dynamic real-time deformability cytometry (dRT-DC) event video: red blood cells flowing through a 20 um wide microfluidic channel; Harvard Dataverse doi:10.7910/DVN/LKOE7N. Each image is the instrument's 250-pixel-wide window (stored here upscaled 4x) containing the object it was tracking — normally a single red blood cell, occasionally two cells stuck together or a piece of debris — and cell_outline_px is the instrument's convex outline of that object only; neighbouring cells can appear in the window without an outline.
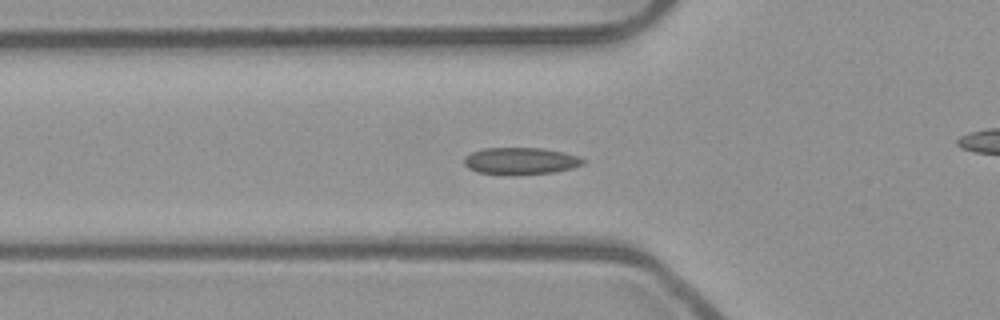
{"species": "common noctule bat (a hibernating species)", "species_latin": "Nyctalus noctula", "temperature_condition": "room temperature", "stored_images_in_passage": 38, "camera_frame_rate_fps": 3000, "um_per_image_px": 0.085, "animal": {"sex": "male", "body_mass_g": 23.1, "forearm_length_mm": 52.7}, "frame": {"image": 1, "passage_image": 3, "time_ms": 0.667, "image_size_px": [1000, 320], "cell_outline_px": [[584, 164], [572, 168], [552, 172], [476, 172], [468, 168], [464, 164], [464, 156], [472, 152], [484, 148], [544, 148], [564, 152], [576, 156], [584, 160]], "centroid_in_image_um": [44.24, 13.63], "position_along_channel_um": 81.6, "area_um2": 17.8}}
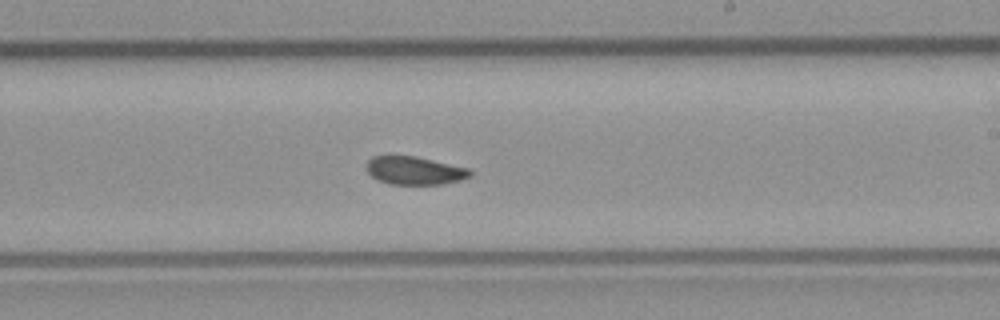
{"frame": {"image": 2, "passage_image": 16, "time_ms": 5.0, "image_size_px": [1000, 320], "cell_outline_px": [[472, 176], [460, 180], [444, 184], [388, 184], [376, 180], [368, 172], [368, 160], [372, 156], [416, 156], [468, 168], [472, 172]], "centroid_in_image_um": [35.25, 14.5], "position_along_channel_um": 253.7, "area_um2": 16.94}}
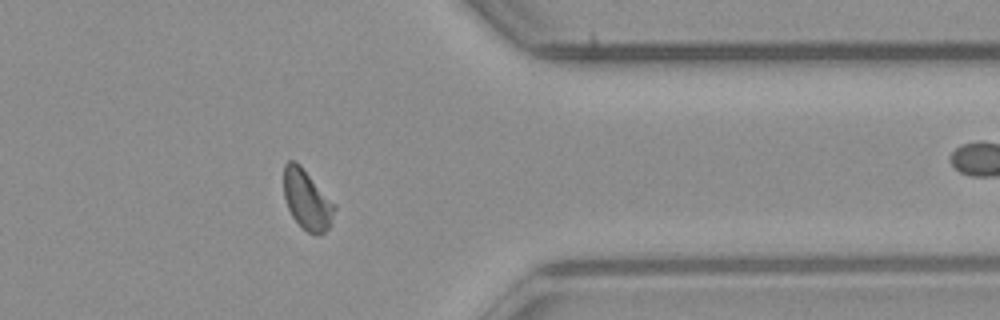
{"frame": {"image": 3, "passage_image": 27, "time_ms": 8.667, "image_size_px": [1000, 320], "cell_outline_px": [[336, 208], [328, 228], [324, 232], [308, 232], [292, 216], [288, 208], [284, 196], [284, 164], [288, 160], [296, 160], [300, 164], [336, 204]], "centroid_in_image_um": [26.09, 16.91], "position_along_channel_um": 385.3, "area_um2": 17.46}, "authors_computed_cell_mechanics": {"area_um2": 17.629, "velocity_mm_per_s": 3.9533, "shape_relaxation_time_tau1_ms": null, "shape_relaxation_time_tau2_ms": 1.3923, "deformation_change_tau1": null, "deformation_change_tau2": 0.0522}}